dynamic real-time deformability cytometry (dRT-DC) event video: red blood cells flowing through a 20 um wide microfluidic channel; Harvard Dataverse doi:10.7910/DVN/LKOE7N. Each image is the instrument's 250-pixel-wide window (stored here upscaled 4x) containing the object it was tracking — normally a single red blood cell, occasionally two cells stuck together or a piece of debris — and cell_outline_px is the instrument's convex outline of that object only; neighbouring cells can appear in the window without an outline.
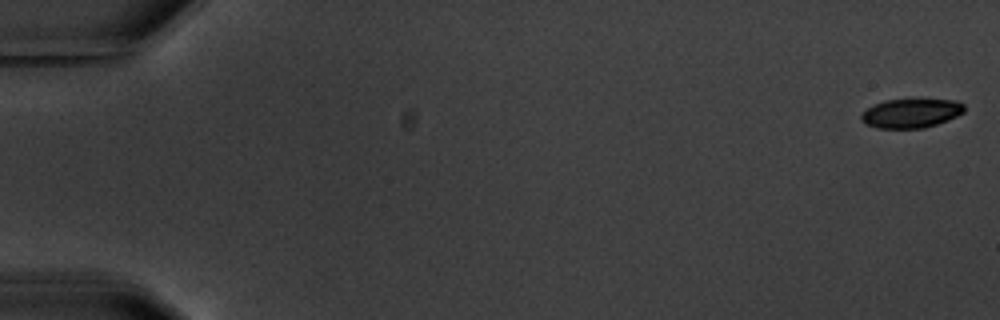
{"species": "common noctule bat (a hibernating species)", "species_latin": "Nyctalus noctula", "temperature_condition": "warm", "stored_images_in_passage": 6, "camera_frame_rate_fps": 3000, "um_per_image_px": 0.085, "animal": {"sex": "male", "body_mass_g": 20.1, "forearm_length_mm": 53.5}, "frame": {"image": 1, "passage_image": 1, "time_ms": 0.0, "image_size_px": [1000, 320], "cell_outline_px": [[964, 112], [948, 120], [924, 128], [876, 128], [860, 120], [860, 116], [868, 108], [884, 100], [956, 100], [964, 104]], "centroid_in_image_um": [77.45, 9.63], "position_along_channel_um": 7.6, "area_um2": 17.22}}
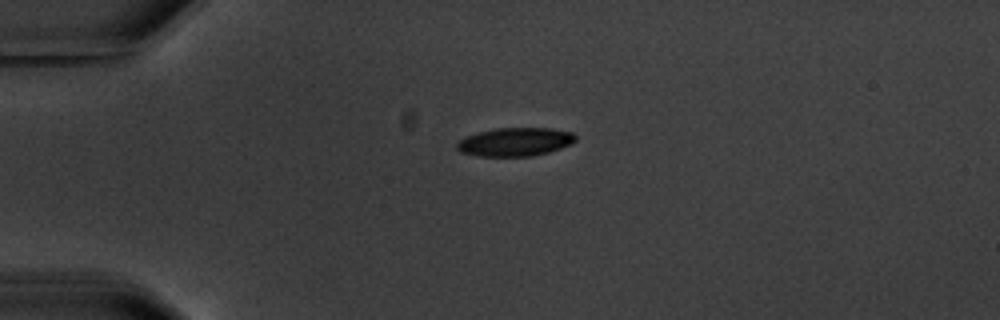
{"frame": {"image": 2, "passage_image": 5, "time_ms": 4.667, "image_size_px": [1000, 320], "cell_outline_px": [[576, 140], [572, 144], [548, 152], [532, 156], [480, 156], [460, 152], [456, 148], [456, 144], [464, 136], [496, 128], [552, 128], [572, 132], [576, 136]], "centroid_in_image_um": [43.79, 12.06], "position_along_channel_um": 41.2, "area_um2": 19.71}}